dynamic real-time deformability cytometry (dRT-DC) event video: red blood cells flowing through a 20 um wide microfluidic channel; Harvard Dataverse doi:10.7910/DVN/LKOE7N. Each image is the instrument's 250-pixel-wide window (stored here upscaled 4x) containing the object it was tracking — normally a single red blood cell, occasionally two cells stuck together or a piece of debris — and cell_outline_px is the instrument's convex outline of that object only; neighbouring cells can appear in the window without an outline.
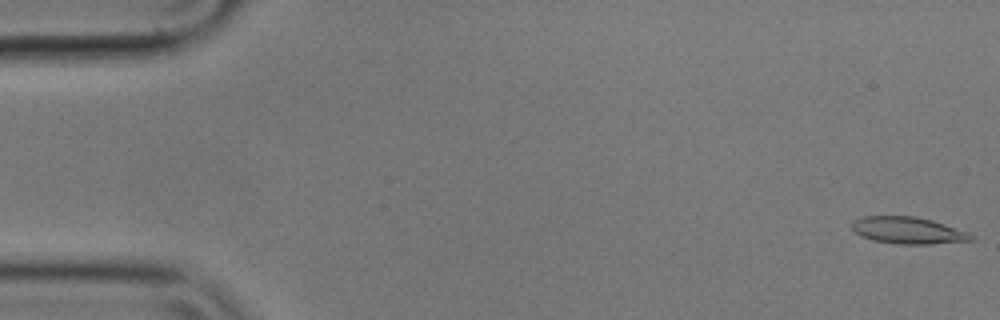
{"species": "common noctule bat (a hibernating species)", "species_latin": "Nyctalus noctula", "temperature_condition": "cold", "stored_images_in_passage": 12, "camera_frame_rate_fps": 3000, "um_per_image_px": 0.085, "animal": {"sex": "male", "body_mass_g": 17.9}, "frame": {"image": 1, "passage_image": 1, "time_ms": 0.0, "image_size_px": [1000, 320], "cell_outline_px": [[976, 240], [932, 244], [896, 244], [872, 240], [860, 236], [852, 228], [852, 220], [864, 216], [916, 216], [932, 220], [968, 232], [976, 236]], "centroid_in_image_um": [77.2, 19.59], "position_along_channel_um": 7.8, "area_um2": 18.84}}